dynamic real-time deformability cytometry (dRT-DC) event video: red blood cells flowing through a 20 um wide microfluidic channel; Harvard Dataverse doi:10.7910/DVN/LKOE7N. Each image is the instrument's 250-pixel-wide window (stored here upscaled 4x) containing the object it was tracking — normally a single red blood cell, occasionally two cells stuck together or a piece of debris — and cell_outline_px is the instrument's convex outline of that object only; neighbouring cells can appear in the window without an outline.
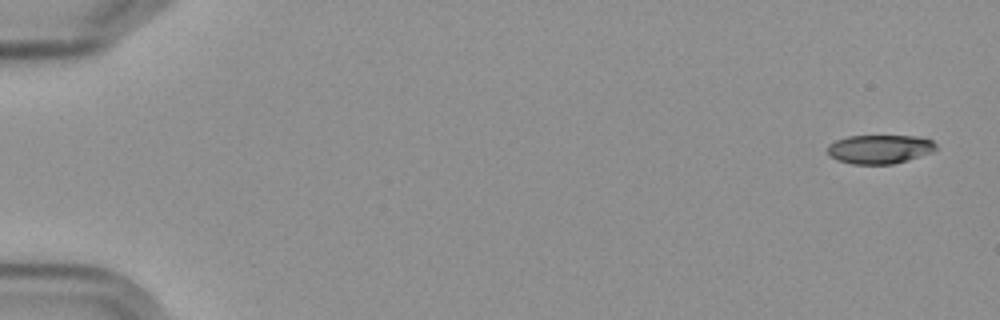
{"species": "Egyptian fruit bat (a non-hibernating species)", "species_latin": "Rousettus aegyptiacus", "temperature_condition": "cold", "stored_images_in_passage": 11, "camera_frame_rate_fps": 3000, "um_per_image_px": 0.085, "frame": {"image": 1, "passage_image": 1, "time_ms": 0.0, "image_size_px": [1000, 320], "cell_outline_px": [[936, 148], [932, 152], [908, 160], [892, 164], [852, 164], [836, 160], [828, 152], [828, 144], [836, 140], [848, 136], [916, 136], [932, 140], [936, 144]], "centroid_in_image_um": [74.77, 12.68], "position_along_channel_um": 10.2, "area_um2": 18.21}}
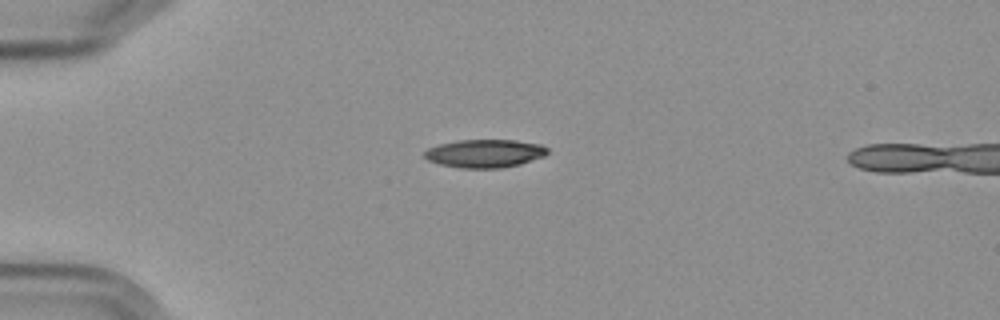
{"frame": {"image": 2, "passage_image": 4, "time_ms": 4.333, "image_size_px": [1000, 320], "cell_outline_px": [[548, 152], [544, 156], [520, 164], [500, 168], [460, 168], [440, 164], [428, 160], [424, 156], [424, 152], [428, 148], [440, 144], [460, 140], [516, 140], [540, 144], [548, 148]], "centroid_in_image_um": [41.21, 13.04], "position_along_channel_um": 43.8, "area_um2": 20.11}}
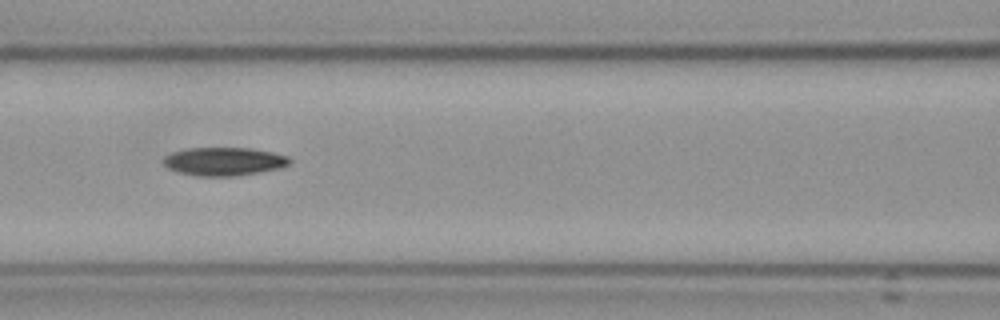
{"frame": {"image": 3, "passage_image": 7, "time_ms": 8.0, "image_size_px": [1000, 320], "cell_outline_px": [[292, 160], [288, 164], [280, 168], [232, 176], [200, 176], [180, 172], [168, 168], [164, 164], [164, 156], [172, 152], [188, 148], [252, 148], [272, 152], [288, 156]], "centroid_in_image_um": [19.04, 13.71], "position_along_channel_um": 147.6, "area_um2": 20.58}}